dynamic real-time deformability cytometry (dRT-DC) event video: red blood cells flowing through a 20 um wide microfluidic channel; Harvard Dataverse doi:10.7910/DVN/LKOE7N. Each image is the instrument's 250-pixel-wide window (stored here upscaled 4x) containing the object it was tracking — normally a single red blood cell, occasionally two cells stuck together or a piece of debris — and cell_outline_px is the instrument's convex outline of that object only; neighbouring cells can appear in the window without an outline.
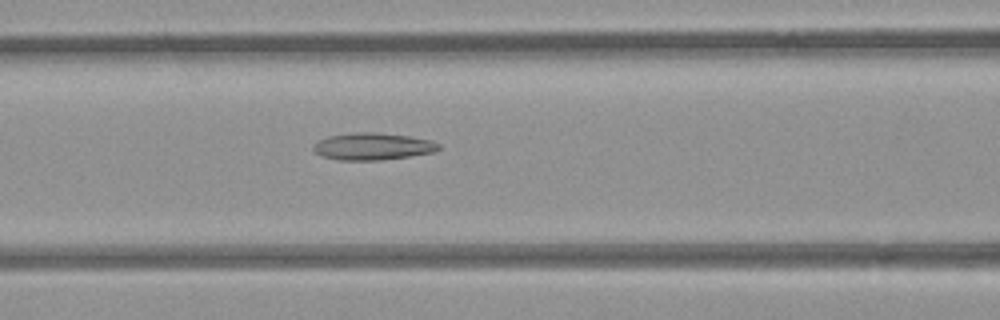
{"species": "common noctule bat (a hibernating species)", "species_latin": "Nyctalus noctula", "temperature_condition": "room temperature", "stored_images_in_passage": 49, "camera_frame_rate_fps": 3000, "um_per_image_px": 0.085, "animal": {"sex": "female", "body_mass_g": 21.9}, "frame": {"image": 1, "passage_image": 18, "time_ms": 5.667, "image_size_px": [1000, 320], "cell_outline_px": [[440, 148], [436, 152], [380, 160], [336, 160], [320, 156], [312, 148], [312, 144], [328, 136], [356, 132], [376, 132], [408, 136], [432, 140], [440, 144]], "centroid_in_image_um": [31.67, 12.44], "position_along_channel_um": 134.9, "area_um2": 19.88}}
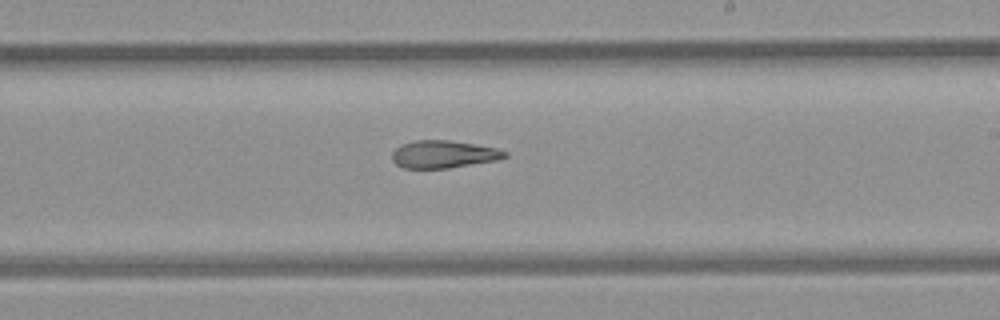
{"frame": {"image": 2, "passage_image": 27, "time_ms": 8.667, "image_size_px": [1000, 320], "cell_outline_px": [[508, 156], [496, 160], [448, 168], [404, 168], [396, 164], [392, 160], [392, 152], [400, 144], [416, 140], [448, 140], [496, 148], [508, 152]], "centroid_in_image_um": [37.67, 13.11], "position_along_channel_um": 251.3, "area_um2": 17.98}}
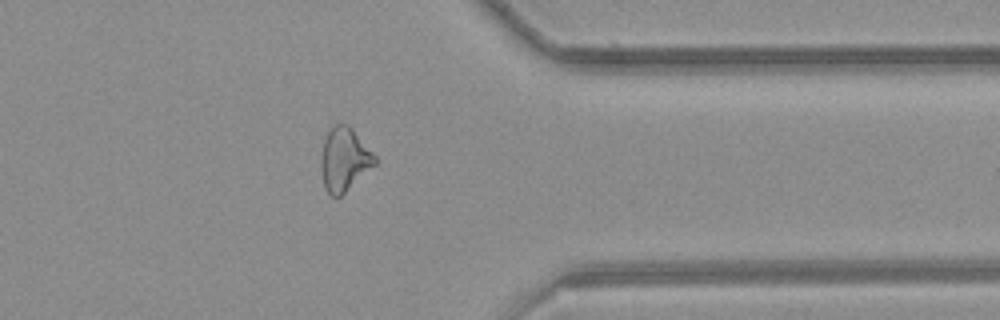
{"frame": {"image": 3, "passage_image": 38, "time_ms": 12.333, "image_size_px": [1000, 320], "cell_outline_px": [[376, 164], [340, 196], [332, 196], [324, 188], [320, 164], [324, 140], [332, 124], [348, 124], [352, 128], [376, 156]], "centroid_in_image_um": [29.26, 13.53], "position_along_channel_um": 382.1, "area_um2": 19.71}, "authors_computed_cell_mechanics": {"area_um2": 20.2878, "velocity_mm_per_s": 3.875, "shape_relaxation_time_tau1_ms": null, "shape_relaxation_time_tau2_ms": 4.426, "deformation_change_tau1": null, "deformation_change_tau2": 0.1471}}